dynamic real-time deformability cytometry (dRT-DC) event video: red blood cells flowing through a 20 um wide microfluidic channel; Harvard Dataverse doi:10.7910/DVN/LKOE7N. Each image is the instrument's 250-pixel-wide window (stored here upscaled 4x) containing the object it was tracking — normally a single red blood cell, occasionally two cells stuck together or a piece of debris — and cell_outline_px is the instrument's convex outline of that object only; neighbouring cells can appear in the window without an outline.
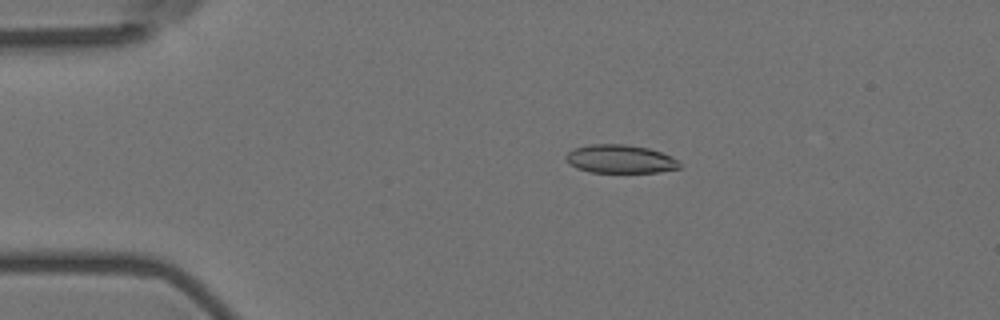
{"species": "Egyptian fruit bat (a non-hibernating species)", "species_latin": "Rousettus aegyptiacus", "temperature_condition": "room temperature", "stored_images_in_passage": 57, "camera_frame_rate_fps": 3000, "um_per_image_px": 0.085, "animal": {"sex": "female"}, "frame": {"image": 1, "passage_image": 12, "time_ms": 3.667, "image_size_px": [1000, 320], "cell_outline_px": [[680, 168], [660, 172], [588, 172], [576, 168], [568, 164], [564, 156], [568, 152], [576, 148], [588, 144], [624, 144], [648, 148], [672, 156], [680, 164]], "centroid_in_image_um": [52.68, 13.52], "position_along_channel_um": 32.3, "area_um2": 18.84}}
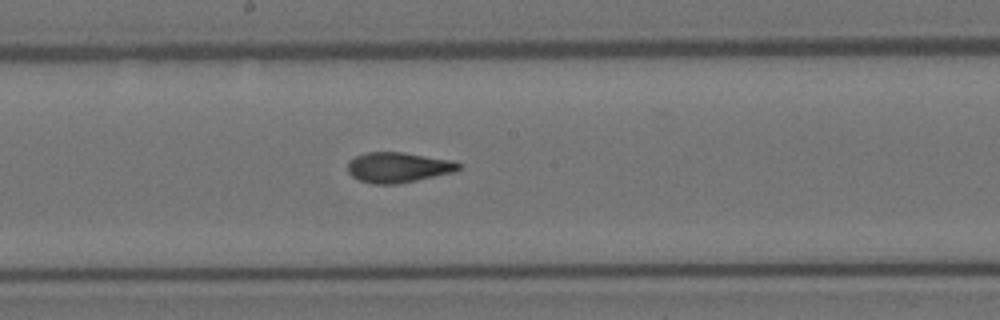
{"frame": {"image": 2, "passage_image": 31, "time_ms": 10.0, "image_size_px": [1000, 320], "cell_outline_px": [[460, 168], [456, 172], [396, 184], [372, 184], [360, 180], [352, 176], [348, 172], [348, 160], [356, 156], [368, 152], [404, 152], [456, 160], [460, 164]], "centroid_in_image_um": [33.88, 14.22], "position_along_channel_um": 214.3, "area_um2": 19.77}}
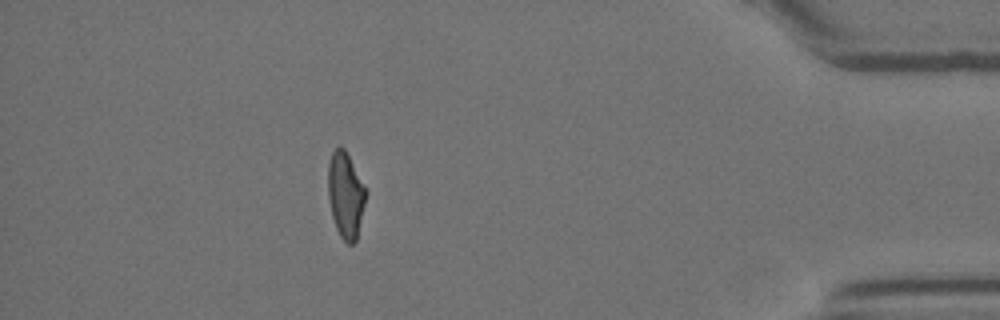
{"frame": {"image": 3, "passage_image": 51, "time_ms": 16.667, "image_size_px": [1000, 320], "cell_outline_px": [[368, 192], [356, 240], [352, 244], [348, 244], [340, 236], [336, 228], [332, 216], [328, 196], [328, 164], [332, 152], [336, 148], [344, 148]], "centroid_in_image_um": [29.38, 16.59], "position_along_channel_um": 405.8, "area_um2": 18.79}, "authors_computed_cell_mechanics": {"area_um2": 19.4208, "velocity_mm_per_s": 3.6012, "shape_relaxation_time_tau1_ms": 9.8593, "shape_relaxation_time_tau2_ms": 1.7269, "deformation_change_tau1": 0.274, "deformation_change_tau2": 0.093}}